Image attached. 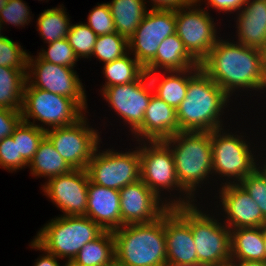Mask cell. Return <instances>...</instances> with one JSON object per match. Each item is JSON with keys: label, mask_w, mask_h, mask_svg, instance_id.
<instances>
[{"label": "cell", "mask_w": 266, "mask_h": 266, "mask_svg": "<svg viewBox=\"0 0 266 266\" xmlns=\"http://www.w3.org/2000/svg\"><path fill=\"white\" fill-rule=\"evenodd\" d=\"M28 162L23 157H18L17 140L5 137L0 141V166L9 172H16L28 167Z\"/></svg>", "instance_id": "40"}, {"label": "cell", "mask_w": 266, "mask_h": 266, "mask_svg": "<svg viewBox=\"0 0 266 266\" xmlns=\"http://www.w3.org/2000/svg\"><path fill=\"white\" fill-rule=\"evenodd\" d=\"M264 245H265V262H266V224L263 226Z\"/></svg>", "instance_id": "50"}, {"label": "cell", "mask_w": 266, "mask_h": 266, "mask_svg": "<svg viewBox=\"0 0 266 266\" xmlns=\"http://www.w3.org/2000/svg\"><path fill=\"white\" fill-rule=\"evenodd\" d=\"M84 111L74 99L35 88L26 81L21 109L23 121L46 131L75 124L86 114ZM35 120L42 124H36Z\"/></svg>", "instance_id": "8"}, {"label": "cell", "mask_w": 266, "mask_h": 266, "mask_svg": "<svg viewBox=\"0 0 266 266\" xmlns=\"http://www.w3.org/2000/svg\"><path fill=\"white\" fill-rule=\"evenodd\" d=\"M176 33L175 10H150L128 40V50L145 68L154 58L160 43Z\"/></svg>", "instance_id": "15"}, {"label": "cell", "mask_w": 266, "mask_h": 266, "mask_svg": "<svg viewBox=\"0 0 266 266\" xmlns=\"http://www.w3.org/2000/svg\"><path fill=\"white\" fill-rule=\"evenodd\" d=\"M233 41L218 39L208 56L199 64L200 68L229 97L236 90H263L266 74L259 50Z\"/></svg>", "instance_id": "1"}, {"label": "cell", "mask_w": 266, "mask_h": 266, "mask_svg": "<svg viewBox=\"0 0 266 266\" xmlns=\"http://www.w3.org/2000/svg\"><path fill=\"white\" fill-rule=\"evenodd\" d=\"M173 208L191 226L198 262L211 266L231 263V234L224 223L204 213L195 203Z\"/></svg>", "instance_id": "7"}, {"label": "cell", "mask_w": 266, "mask_h": 266, "mask_svg": "<svg viewBox=\"0 0 266 266\" xmlns=\"http://www.w3.org/2000/svg\"><path fill=\"white\" fill-rule=\"evenodd\" d=\"M193 67L200 65L186 51L177 33H174L160 43L155 58L144 70L146 73H155L158 70L182 71Z\"/></svg>", "instance_id": "23"}, {"label": "cell", "mask_w": 266, "mask_h": 266, "mask_svg": "<svg viewBox=\"0 0 266 266\" xmlns=\"http://www.w3.org/2000/svg\"><path fill=\"white\" fill-rule=\"evenodd\" d=\"M195 0L185 8L175 10L176 33L189 55L200 64L220 38L209 12L198 8Z\"/></svg>", "instance_id": "11"}, {"label": "cell", "mask_w": 266, "mask_h": 266, "mask_svg": "<svg viewBox=\"0 0 266 266\" xmlns=\"http://www.w3.org/2000/svg\"><path fill=\"white\" fill-rule=\"evenodd\" d=\"M243 137L225 132L224 126L211 131L212 172L213 176L217 174L225 178L226 182L221 185L240 183L258 166L250 142L244 141Z\"/></svg>", "instance_id": "9"}, {"label": "cell", "mask_w": 266, "mask_h": 266, "mask_svg": "<svg viewBox=\"0 0 266 266\" xmlns=\"http://www.w3.org/2000/svg\"><path fill=\"white\" fill-rule=\"evenodd\" d=\"M163 141L173 153L180 186L196 200L197 188L213 175L211 132L180 131Z\"/></svg>", "instance_id": "4"}, {"label": "cell", "mask_w": 266, "mask_h": 266, "mask_svg": "<svg viewBox=\"0 0 266 266\" xmlns=\"http://www.w3.org/2000/svg\"><path fill=\"white\" fill-rule=\"evenodd\" d=\"M260 162H258V165L259 166H257L258 167V169L266 176V159H265V162H264V164H259Z\"/></svg>", "instance_id": "48"}, {"label": "cell", "mask_w": 266, "mask_h": 266, "mask_svg": "<svg viewBox=\"0 0 266 266\" xmlns=\"http://www.w3.org/2000/svg\"><path fill=\"white\" fill-rule=\"evenodd\" d=\"M111 266H123V265H121V264H119V263H117V262L115 261Z\"/></svg>", "instance_id": "53"}, {"label": "cell", "mask_w": 266, "mask_h": 266, "mask_svg": "<svg viewBox=\"0 0 266 266\" xmlns=\"http://www.w3.org/2000/svg\"><path fill=\"white\" fill-rule=\"evenodd\" d=\"M220 186L219 201L223 206L222 211L226 215H223L225 219L223 223L230 230L263 227L266 224V218L259 206L239 183Z\"/></svg>", "instance_id": "18"}, {"label": "cell", "mask_w": 266, "mask_h": 266, "mask_svg": "<svg viewBox=\"0 0 266 266\" xmlns=\"http://www.w3.org/2000/svg\"><path fill=\"white\" fill-rule=\"evenodd\" d=\"M230 97L200 69L190 80L185 99L176 109L181 131H213L224 125L222 115Z\"/></svg>", "instance_id": "2"}, {"label": "cell", "mask_w": 266, "mask_h": 266, "mask_svg": "<svg viewBox=\"0 0 266 266\" xmlns=\"http://www.w3.org/2000/svg\"><path fill=\"white\" fill-rule=\"evenodd\" d=\"M95 150L92 159L87 166V172L91 182L113 188L122 189L140 179V155L139 146L129 152H117L113 149Z\"/></svg>", "instance_id": "10"}, {"label": "cell", "mask_w": 266, "mask_h": 266, "mask_svg": "<svg viewBox=\"0 0 266 266\" xmlns=\"http://www.w3.org/2000/svg\"><path fill=\"white\" fill-rule=\"evenodd\" d=\"M44 253L45 254H42L43 256L37 258V262H35L34 266H61L58 262V257L47 251H44Z\"/></svg>", "instance_id": "44"}, {"label": "cell", "mask_w": 266, "mask_h": 266, "mask_svg": "<svg viewBox=\"0 0 266 266\" xmlns=\"http://www.w3.org/2000/svg\"><path fill=\"white\" fill-rule=\"evenodd\" d=\"M31 174L49 179L68 173L73 168L61 157L51 141L45 136L28 164Z\"/></svg>", "instance_id": "27"}, {"label": "cell", "mask_w": 266, "mask_h": 266, "mask_svg": "<svg viewBox=\"0 0 266 266\" xmlns=\"http://www.w3.org/2000/svg\"><path fill=\"white\" fill-rule=\"evenodd\" d=\"M101 93L109 107L129 125L133 133L143 123L144 113L154 90L147 73L144 72L134 82L107 87Z\"/></svg>", "instance_id": "14"}, {"label": "cell", "mask_w": 266, "mask_h": 266, "mask_svg": "<svg viewBox=\"0 0 266 266\" xmlns=\"http://www.w3.org/2000/svg\"><path fill=\"white\" fill-rule=\"evenodd\" d=\"M89 175L86 169H72L53 177L42 185L45 196L51 199L64 216H85L88 201Z\"/></svg>", "instance_id": "16"}, {"label": "cell", "mask_w": 266, "mask_h": 266, "mask_svg": "<svg viewBox=\"0 0 266 266\" xmlns=\"http://www.w3.org/2000/svg\"><path fill=\"white\" fill-rule=\"evenodd\" d=\"M73 261L81 266H111L115 262L113 231H104L94 241L86 243Z\"/></svg>", "instance_id": "28"}, {"label": "cell", "mask_w": 266, "mask_h": 266, "mask_svg": "<svg viewBox=\"0 0 266 266\" xmlns=\"http://www.w3.org/2000/svg\"><path fill=\"white\" fill-rule=\"evenodd\" d=\"M128 52L123 57L104 64L103 74L107 81L101 92L111 86L123 85L136 81L144 72V67Z\"/></svg>", "instance_id": "31"}, {"label": "cell", "mask_w": 266, "mask_h": 266, "mask_svg": "<svg viewBox=\"0 0 266 266\" xmlns=\"http://www.w3.org/2000/svg\"><path fill=\"white\" fill-rule=\"evenodd\" d=\"M231 264L233 266H266L265 261H231Z\"/></svg>", "instance_id": "45"}, {"label": "cell", "mask_w": 266, "mask_h": 266, "mask_svg": "<svg viewBox=\"0 0 266 266\" xmlns=\"http://www.w3.org/2000/svg\"><path fill=\"white\" fill-rule=\"evenodd\" d=\"M27 69L0 66V108L21 111Z\"/></svg>", "instance_id": "29"}, {"label": "cell", "mask_w": 266, "mask_h": 266, "mask_svg": "<svg viewBox=\"0 0 266 266\" xmlns=\"http://www.w3.org/2000/svg\"><path fill=\"white\" fill-rule=\"evenodd\" d=\"M115 261L123 266H167L164 214L154 222L113 231Z\"/></svg>", "instance_id": "3"}, {"label": "cell", "mask_w": 266, "mask_h": 266, "mask_svg": "<svg viewBox=\"0 0 266 266\" xmlns=\"http://www.w3.org/2000/svg\"><path fill=\"white\" fill-rule=\"evenodd\" d=\"M146 0H144L145 2ZM195 0H151L150 10H178L192 4ZM201 3L203 0H196Z\"/></svg>", "instance_id": "43"}, {"label": "cell", "mask_w": 266, "mask_h": 266, "mask_svg": "<svg viewBox=\"0 0 266 266\" xmlns=\"http://www.w3.org/2000/svg\"><path fill=\"white\" fill-rule=\"evenodd\" d=\"M38 56L44 61L68 68L76 67L75 64L79 61L66 38L48 43V48L42 49Z\"/></svg>", "instance_id": "35"}, {"label": "cell", "mask_w": 266, "mask_h": 266, "mask_svg": "<svg viewBox=\"0 0 266 266\" xmlns=\"http://www.w3.org/2000/svg\"><path fill=\"white\" fill-rule=\"evenodd\" d=\"M45 136V130L22 120L11 135L13 140H17L18 157L30 163Z\"/></svg>", "instance_id": "32"}, {"label": "cell", "mask_w": 266, "mask_h": 266, "mask_svg": "<svg viewBox=\"0 0 266 266\" xmlns=\"http://www.w3.org/2000/svg\"><path fill=\"white\" fill-rule=\"evenodd\" d=\"M21 121V111L0 108V141L10 137Z\"/></svg>", "instance_id": "41"}, {"label": "cell", "mask_w": 266, "mask_h": 266, "mask_svg": "<svg viewBox=\"0 0 266 266\" xmlns=\"http://www.w3.org/2000/svg\"><path fill=\"white\" fill-rule=\"evenodd\" d=\"M237 14V42L259 49L266 41V1L247 0Z\"/></svg>", "instance_id": "22"}, {"label": "cell", "mask_w": 266, "mask_h": 266, "mask_svg": "<svg viewBox=\"0 0 266 266\" xmlns=\"http://www.w3.org/2000/svg\"><path fill=\"white\" fill-rule=\"evenodd\" d=\"M85 216L104 231H114L122 227L119 190L100 186L89 179Z\"/></svg>", "instance_id": "21"}, {"label": "cell", "mask_w": 266, "mask_h": 266, "mask_svg": "<svg viewBox=\"0 0 266 266\" xmlns=\"http://www.w3.org/2000/svg\"><path fill=\"white\" fill-rule=\"evenodd\" d=\"M119 194L122 226L154 222L170 208L141 179L124 186Z\"/></svg>", "instance_id": "17"}, {"label": "cell", "mask_w": 266, "mask_h": 266, "mask_svg": "<svg viewBox=\"0 0 266 266\" xmlns=\"http://www.w3.org/2000/svg\"><path fill=\"white\" fill-rule=\"evenodd\" d=\"M28 53L7 36L0 38V66L27 69Z\"/></svg>", "instance_id": "36"}, {"label": "cell", "mask_w": 266, "mask_h": 266, "mask_svg": "<svg viewBox=\"0 0 266 266\" xmlns=\"http://www.w3.org/2000/svg\"><path fill=\"white\" fill-rule=\"evenodd\" d=\"M247 0H207L206 5L212 6L211 8L225 13L239 12L245 5ZM238 10V11H237Z\"/></svg>", "instance_id": "42"}, {"label": "cell", "mask_w": 266, "mask_h": 266, "mask_svg": "<svg viewBox=\"0 0 266 266\" xmlns=\"http://www.w3.org/2000/svg\"><path fill=\"white\" fill-rule=\"evenodd\" d=\"M128 52V40L114 32L97 36L92 56L106 64L123 57Z\"/></svg>", "instance_id": "33"}, {"label": "cell", "mask_w": 266, "mask_h": 266, "mask_svg": "<svg viewBox=\"0 0 266 266\" xmlns=\"http://www.w3.org/2000/svg\"><path fill=\"white\" fill-rule=\"evenodd\" d=\"M103 232L89 217L60 215L46 223L29 246L61 260H73L86 243L94 241Z\"/></svg>", "instance_id": "5"}, {"label": "cell", "mask_w": 266, "mask_h": 266, "mask_svg": "<svg viewBox=\"0 0 266 266\" xmlns=\"http://www.w3.org/2000/svg\"><path fill=\"white\" fill-rule=\"evenodd\" d=\"M200 69V67H193L182 71H162L164 75L167 73L164 78L159 71L147 73V75L154 94L176 110L186 97L189 80Z\"/></svg>", "instance_id": "24"}, {"label": "cell", "mask_w": 266, "mask_h": 266, "mask_svg": "<svg viewBox=\"0 0 266 266\" xmlns=\"http://www.w3.org/2000/svg\"><path fill=\"white\" fill-rule=\"evenodd\" d=\"M26 79L35 88L74 99L86 112L87 96L74 68L56 65L42 60L38 55L33 58L28 54Z\"/></svg>", "instance_id": "13"}, {"label": "cell", "mask_w": 266, "mask_h": 266, "mask_svg": "<svg viewBox=\"0 0 266 266\" xmlns=\"http://www.w3.org/2000/svg\"><path fill=\"white\" fill-rule=\"evenodd\" d=\"M141 142L138 141V145H141H139L140 179L145 185L160 199H164L163 201L169 207L193 204L195 200L180 186L177 179L174 157L170 147L163 140ZM164 189L168 193L180 190V197L174 195L176 200L174 198L166 200L167 197L162 198L163 194L161 195V191Z\"/></svg>", "instance_id": "6"}, {"label": "cell", "mask_w": 266, "mask_h": 266, "mask_svg": "<svg viewBox=\"0 0 266 266\" xmlns=\"http://www.w3.org/2000/svg\"><path fill=\"white\" fill-rule=\"evenodd\" d=\"M258 50L260 53L262 68H263L264 73L266 74V41L263 43V45Z\"/></svg>", "instance_id": "46"}, {"label": "cell", "mask_w": 266, "mask_h": 266, "mask_svg": "<svg viewBox=\"0 0 266 266\" xmlns=\"http://www.w3.org/2000/svg\"><path fill=\"white\" fill-rule=\"evenodd\" d=\"M97 36L86 23H76L71 24L66 39L78 59H91Z\"/></svg>", "instance_id": "34"}, {"label": "cell", "mask_w": 266, "mask_h": 266, "mask_svg": "<svg viewBox=\"0 0 266 266\" xmlns=\"http://www.w3.org/2000/svg\"><path fill=\"white\" fill-rule=\"evenodd\" d=\"M87 20L88 27L98 36L116 32L108 2L94 7Z\"/></svg>", "instance_id": "38"}, {"label": "cell", "mask_w": 266, "mask_h": 266, "mask_svg": "<svg viewBox=\"0 0 266 266\" xmlns=\"http://www.w3.org/2000/svg\"><path fill=\"white\" fill-rule=\"evenodd\" d=\"M180 131L176 110L153 93L143 123L132 134L137 142L159 141Z\"/></svg>", "instance_id": "20"}, {"label": "cell", "mask_w": 266, "mask_h": 266, "mask_svg": "<svg viewBox=\"0 0 266 266\" xmlns=\"http://www.w3.org/2000/svg\"><path fill=\"white\" fill-rule=\"evenodd\" d=\"M63 266H81V265L77 264L73 260H67L66 263H65V265H63Z\"/></svg>", "instance_id": "49"}, {"label": "cell", "mask_w": 266, "mask_h": 266, "mask_svg": "<svg viewBox=\"0 0 266 266\" xmlns=\"http://www.w3.org/2000/svg\"><path fill=\"white\" fill-rule=\"evenodd\" d=\"M87 121L84 115L75 124L46 130V137L73 169H87L101 142L98 130Z\"/></svg>", "instance_id": "12"}, {"label": "cell", "mask_w": 266, "mask_h": 266, "mask_svg": "<svg viewBox=\"0 0 266 266\" xmlns=\"http://www.w3.org/2000/svg\"><path fill=\"white\" fill-rule=\"evenodd\" d=\"M164 231L167 264L198 262L191 226L173 207L164 213Z\"/></svg>", "instance_id": "19"}, {"label": "cell", "mask_w": 266, "mask_h": 266, "mask_svg": "<svg viewBox=\"0 0 266 266\" xmlns=\"http://www.w3.org/2000/svg\"><path fill=\"white\" fill-rule=\"evenodd\" d=\"M8 3V0H0V11L3 9L4 6Z\"/></svg>", "instance_id": "51"}, {"label": "cell", "mask_w": 266, "mask_h": 266, "mask_svg": "<svg viewBox=\"0 0 266 266\" xmlns=\"http://www.w3.org/2000/svg\"><path fill=\"white\" fill-rule=\"evenodd\" d=\"M2 25H3V24H2V22H1V20H0V38H1V37H4V35H2V33H1V29H3V28H2V27H3Z\"/></svg>", "instance_id": "52"}, {"label": "cell", "mask_w": 266, "mask_h": 266, "mask_svg": "<svg viewBox=\"0 0 266 266\" xmlns=\"http://www.w3.org/2000/svg\"><path fill=\"white\" fill-rule=\"evenodd\" d=\"M116 32L127 40L149 11L144 0H112L108 3Z\"/></svg>", "instance_id": "26"}, {"label": "cell", "mask_w": 266, "mask_h": 266, "mask_svg": "<svg viewBox=\"0 0 266 266\" xmlns=\"http://www.w3.org/2000/svg\"><path fill=\"white\" fill-rule=\"evenodd\" d=\"M259 206L266 218V176L258 169L251 172L239 183Z\"/></svg>", "instance_id": "37"}, {"label": "cell", "mask_w": 266, "mask_h": 266, "mask_svg": "<svg viewBox=\"0 0 266 266\" xmlns=\"http://www.w3.org/2000/svg\"><path fill=\"white\" fill-rule=\"evenodd\" d=\"M29 8L23 0H8L6 6L0 11V20L2 24L24 27L32 18Z\"/></svg>", "instance_id": "39"}, {"label": "cell", "mask_w": 266, "mask_h": 266, "mask_svg": "<svg viewBox=\"0 0 266 266\" xmlns=\"http://www.w3.org/2000/svg\"><path fill=\"white\" fill-rule=\"evenodd\" d=\"M231 261H265L263 227L230 230Z\"/></svg>", "instance_id": "25"}, {"label": "cell", "mask_w": 266, "mask_h": 266, "mask_svg": "<svg viewBox=\"0 0 266 266\" xmlns=\"http://www.w3.org/2000/svg\"><path fill=\"white\" fill-rule=\"evenodd\" d=\"M64 5L44 10L37 18V31L45 43H51L67 37L70 30V18L64 10Z\"/></svg>", "instance_id": "30"}, {"label": "cell", "mask_w": 266, "mask_h": 266, "mask_svg": "<svg viewBox=\"0 0 266 266\" xmlns=\"http://www.w3.org/2000/svg\"><path fill=\"white\" fill-rule=\"evenodd\" d=\"M167 266H211V265L207 263L197 262V263H191V264H184V263L167 264Z\"/></svg>", "instance_id": "47"}]
</instances>
